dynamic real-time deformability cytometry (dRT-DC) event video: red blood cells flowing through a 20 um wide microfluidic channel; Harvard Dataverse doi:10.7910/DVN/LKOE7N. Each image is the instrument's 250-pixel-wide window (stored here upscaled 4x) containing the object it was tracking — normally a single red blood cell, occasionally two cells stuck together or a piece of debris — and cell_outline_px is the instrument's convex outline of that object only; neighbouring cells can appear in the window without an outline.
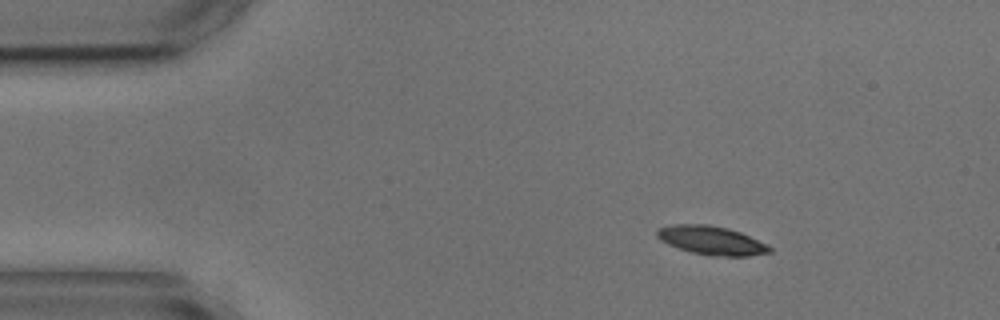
{"species": "common noctule bat (a hibernating species)", "species_latin": "Nyctalus noctula", "temperature_condition": "cold", "stored_images_in_passage": 3, "camera_frame_rate_fps": 3000, "um_per_image_px": 0.085, "animal": {"sex": "male", "body_mass_g": 17.9, "forearm_length_mm": 54.2}, "frame": {"image": 1, "passage_image": 1, "time_ms": 0.0, "image_size_px": [1000, 320], "cell_outline_px": [[772, 252], [748, 256], [712, 256], [692, 252], [668, 244], [660, 240], [656, 236], [656, 228], [672, 224], [708, 224], [728, 228], [740, 232], [768, 244], [772, 248]], "centroid_in_image_um": [60.47, 20.42], "position_along_channel_um": 24.5, "area_um2": 18.96}}